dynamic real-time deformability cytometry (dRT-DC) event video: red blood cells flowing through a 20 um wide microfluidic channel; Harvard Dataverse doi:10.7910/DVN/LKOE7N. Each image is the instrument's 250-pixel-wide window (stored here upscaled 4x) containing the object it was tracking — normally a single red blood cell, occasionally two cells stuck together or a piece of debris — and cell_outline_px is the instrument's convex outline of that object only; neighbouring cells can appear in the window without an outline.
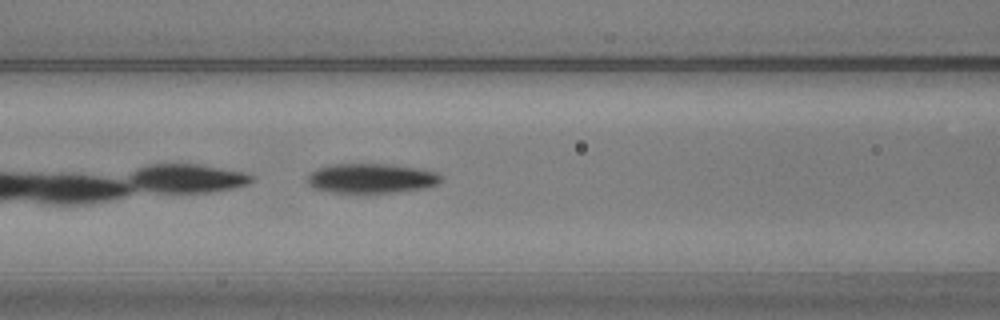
{"species": "common noctule bat (a hibernating species)", "species_latin": "Nyctalus noctula", "temperature_condition": "warm", "stored_images_in_passage": 38, "camera_frame_rate_fps": 3000, "um_per_image_px": 0.085, "animal": {"sex": "male", "body_mass_g": 20.5, "forearm_length_mm": 52.5}, "frame": {"image": 1, "passage_image": 7, "time_ms": 2.0, "image_size_px": [1000, 320], "cell_outline_px": [[444, 180], [440, 184], [424, 188], [396, 192], [332, 192], [312, 188], [308, 184], [308, 176], [312, 172], [320, 168], [332, 164], [388, 164], [420, 168], [436, 172], [444, 176]], "centroid_in_image_um": [31.64, 15.15], "position_along_channel_um": 135.0, "area_um2": 23.12}}
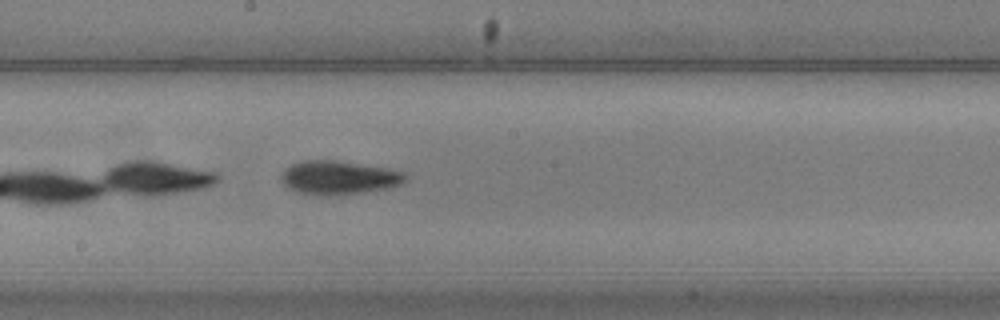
{"frame": {"image": 2, "passage_image": 14, "time_ms": 4.333, "image_size_px": [1000, 320], "cell_outline_px": [[408, 180], [400, 184], [384, 188], [364, 192], [332, 196], [328, 196], [296, 192], [288, 188], [280, 180], [280, 172], [284, 168], [292, 164], [304, 160], [332, 160], [388, 168], [404, 172], [408, 176]], "centroid_in_image_um": [28.76, 15.1], "position_along_channel_um": 219.4, "area_um2": 24.51}}
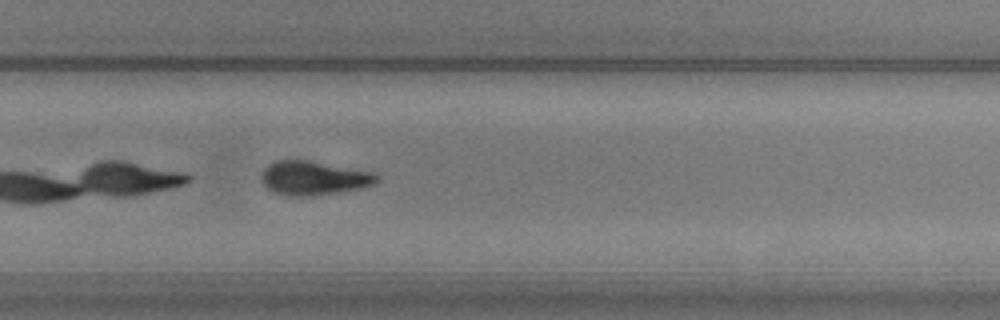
{"frame": {"image": 3, "passage_image": 21, "time_ms": 6.667, "image_size_px": [1000, 320], "cell_outline_px": [[380, 180], [376, 184], [360, 188], [340, 192], [304, 196], [288, 196], [272, 192], [260, 180], [260, 176], [264, 168], [268, 164], [276, 160], [308, 160], [376, 172], [380, 176]], "centroid_in_image_um": [26.69, 15.13], "position_along_channel_um": 303.1, "area_um2": 23.18}, "authors_computed_cell_mechanics": {"area_um2": 23.8136, "velocity_mm_per_s": 3.615, "shape_relaxation_time_tau1_ms": 3.7677, "shape_relaxation_time_tau2_ms": 8.4361, "deformation_change_tau1": 0.1644, "deformation_change_tau2": 0.1622}}